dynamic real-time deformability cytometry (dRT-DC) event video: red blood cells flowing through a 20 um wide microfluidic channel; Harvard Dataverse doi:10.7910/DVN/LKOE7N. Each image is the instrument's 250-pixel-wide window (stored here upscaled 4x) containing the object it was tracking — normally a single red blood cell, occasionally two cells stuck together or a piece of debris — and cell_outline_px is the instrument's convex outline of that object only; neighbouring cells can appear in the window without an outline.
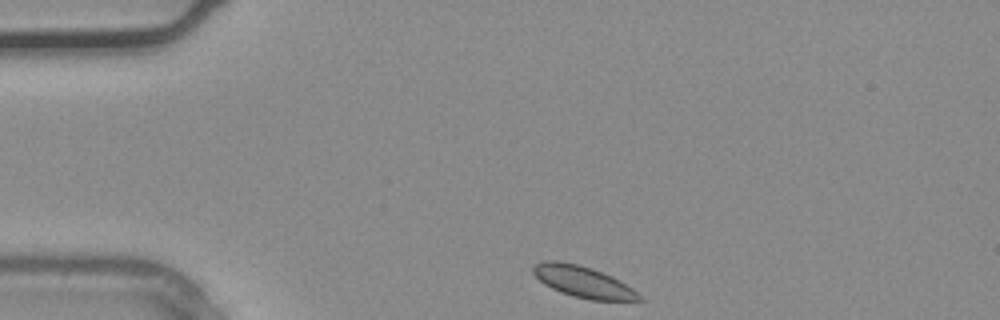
{"species": "common noctule bat (a hibernating species)", "species_latin": "Nyctalus noctula", "temperature_condition": "warm", "stored_images_in_passage": 28, "camera_frame_rate_fps": 3000, "um_per_image_px": 0.085, "animal": {"sex": "male", "body_mass_g": 20.4}, "frame": {"image": 1, "passage_image": 1, "time_ms": 0.0, "image_size_px": [1000, 320], "cell_outline_px": [[644, 300], [588, 300], [572, 296], [560, 292], [544, 284], [532, 272], [532, 268], [536, 264], [544, 260], [560, 260], [592, 268], [612, 276], [632, 288]], "centroid_in_image_um": [49.53, 23.94], "position_along_channel_um": 35.5, "area_um2": 19.25}}